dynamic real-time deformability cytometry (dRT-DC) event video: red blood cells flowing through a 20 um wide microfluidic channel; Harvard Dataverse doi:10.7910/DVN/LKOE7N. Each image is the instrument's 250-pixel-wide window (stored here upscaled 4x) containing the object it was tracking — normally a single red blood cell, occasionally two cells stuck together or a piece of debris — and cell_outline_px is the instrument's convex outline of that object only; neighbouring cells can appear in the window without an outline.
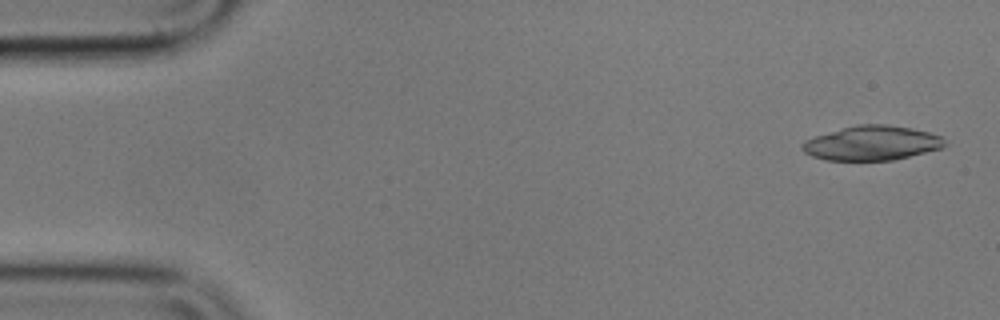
{"species": "common noctule bat (a hibernating species)", "species_latin": "Nyctalus noctula", "temperature_condition": "cold", "stored_images_in_passage": 11, "camera_frame_rate_fps": 3000, "um_per_image_px": 0.085, "animal": {"sex": "male", "body_mass_g": 17.9}, "frame": {"image": 1, "passage_image": 2, "time_ms": 0.333, "image_size_px": [1000, 320], "cell_outline_px": [[948, 144], [940, 148], [892, 160], [824, 160], [812, 156], [804, 152], [800, 148], [800, 144], [804, 140], [816, 136], [856, 124], [888, 124], [912, 128], [928, 132], [940, 136]], "centroid_in_image_um": [74.07, 12.16], "position_along_channel_um": 10.9, "area_um2": 28.5}}